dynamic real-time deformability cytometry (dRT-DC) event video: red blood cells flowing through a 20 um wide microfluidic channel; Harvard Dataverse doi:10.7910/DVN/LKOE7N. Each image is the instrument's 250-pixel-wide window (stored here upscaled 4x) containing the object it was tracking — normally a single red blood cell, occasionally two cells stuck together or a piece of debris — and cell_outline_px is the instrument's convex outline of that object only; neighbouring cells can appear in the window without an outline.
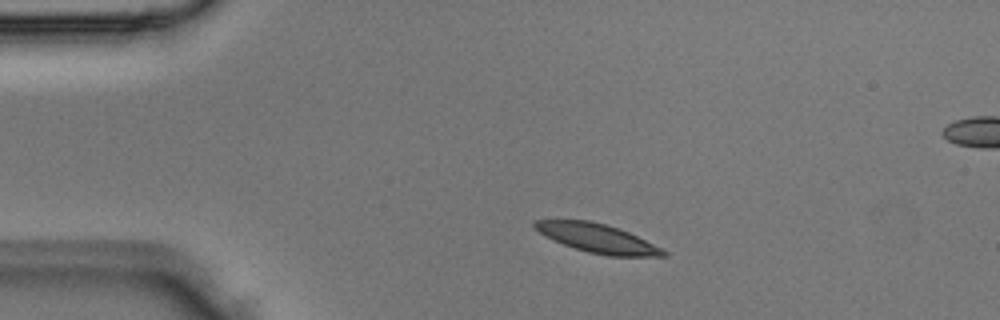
{"species": "Egyptian fruit bat (a non-hibernating species)", "species_latin": "Rousettus aegyptiacus", "temperature_condition": "room temperature", "stored_images_in_passage": 3, "camera_frame_rate_fps": 3000, "um_per_image_px": 0.085, "animal": {"sex": "male"}, "frame": {"image": 1, "passage_image": 1, "time_ms": 0.0, "image_size_px": [1000, 320], "cell_outline_px": [[668, 256], [608, 256], [588, 252], [564, 244], [532, 228], [532, 220], [588, 220], [604, 224], [628, 232], [668, 252]], "centroid_in_image_um": [50.75, 20.25], "position_along_channel_um": 34.2, "area_um2": 21.1}}